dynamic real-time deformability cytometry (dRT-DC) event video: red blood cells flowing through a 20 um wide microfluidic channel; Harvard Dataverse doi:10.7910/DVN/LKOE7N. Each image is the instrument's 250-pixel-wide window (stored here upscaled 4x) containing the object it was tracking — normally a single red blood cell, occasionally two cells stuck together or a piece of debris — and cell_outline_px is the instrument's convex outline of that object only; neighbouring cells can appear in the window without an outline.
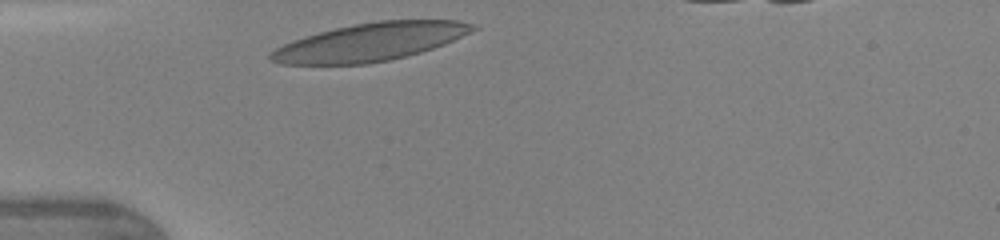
{"species": "human", "species_latin": "Homo sapiens", "temperature_condition": "warm", "stored_images_in_passage": 26, "camera_frame_rate_fps": 3000, "um_per_image_px": 0.085, "donor": {"sex": "female"}, "frame": {"image": 1, "passage_image": 1, "time_ms": 0.0, "image_size_px": [1000, 240], "cell_outline_px": [[480, 28], [444, 44], [408, 56], [368, 64], [280, 64], [268, 60], [268, 56], [276, 48], [292, 40], [304, 36], [352, 24], [380, 20], [460, 20], [472, 24]], "centroid_in_image_um": [31.47, 3.57], "position_along_channel_um": 53.5, "area_um2": 44.56}}
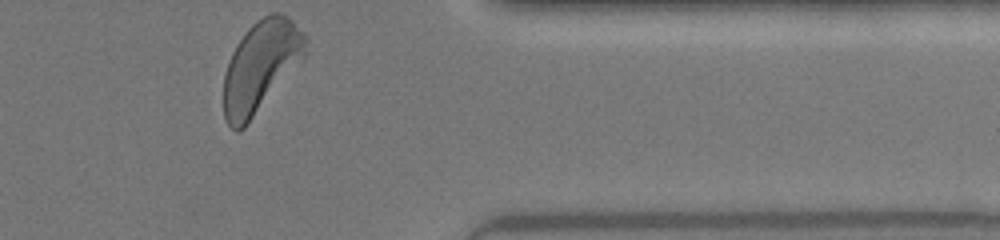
{"frame": {"image": 2, "passage_image": 26, "time_ms": 8.333, "image_size_px": [1000, 240], "cell_outline_px": [[308, 52], [304, 60], [244, 128], [236, 132], [228, 124], [224, 116], [224, 72], [228, 60], [236, 44], [248, 28], [256, 20], [272, 12], [280, 12], [292, 20], [308, 36]], "centroid_in_image_um": [22.21, 5.62], "position_along_channel_um": 389.2, "area_um2": 44.16}, "authors_computed_cell_mechanics": {"area_um2": 43.0032, "velocity_mm_per_s": 4.3098, "shape_relaxation_time_tau1_ms": 2.849, "shape_relaxation_time_tau2_ms": 0.7666, "deformation_change_tau1": 0.1435, "deformation_change_tau2": 0.0821}}